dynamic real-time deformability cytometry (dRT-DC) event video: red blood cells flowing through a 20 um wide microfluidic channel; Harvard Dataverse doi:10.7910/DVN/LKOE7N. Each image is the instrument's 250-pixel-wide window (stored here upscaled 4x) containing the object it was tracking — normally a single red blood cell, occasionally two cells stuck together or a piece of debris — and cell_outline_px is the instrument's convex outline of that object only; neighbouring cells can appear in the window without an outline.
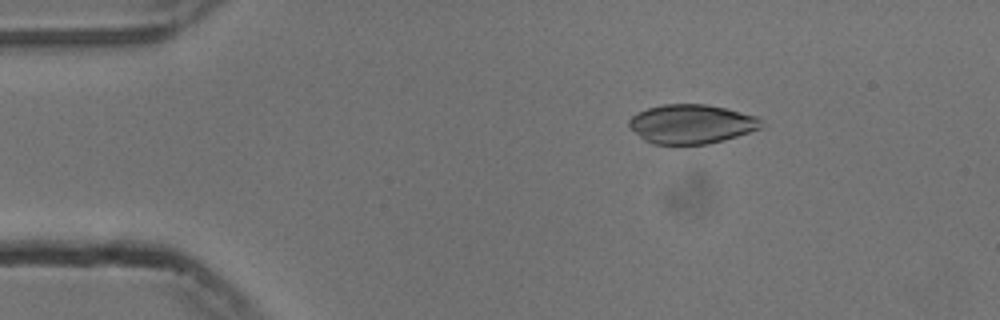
{"species": "common noctule bat (a hibernating species)", "species_latin": "Nyctalus noctula", "temperature_condition": "cold", "stored_images_in_passage": 24, "camera_frame_rate_fps": 3000, "um_per_image_px": 0.085, "animal": {"sex": "male", "body_mass_g": 13.3}, "frame": {"image": 1, "passage_image": 9, "time_ms": 2.667, "image_size_px": [1000, 320], "cell_outline_px": [[764, 120], [760, 128], [724, 140], [708, 144], [652, 144], [644, 140], [628, 128], [628, 120], [636, 112], [648, 108], [664, 104], [708, 104], [756, 116]], "centroid_in_image_um": [58.72, 10.54], "position_along_channel_um": 26.3, "area_um2": 30.29}}
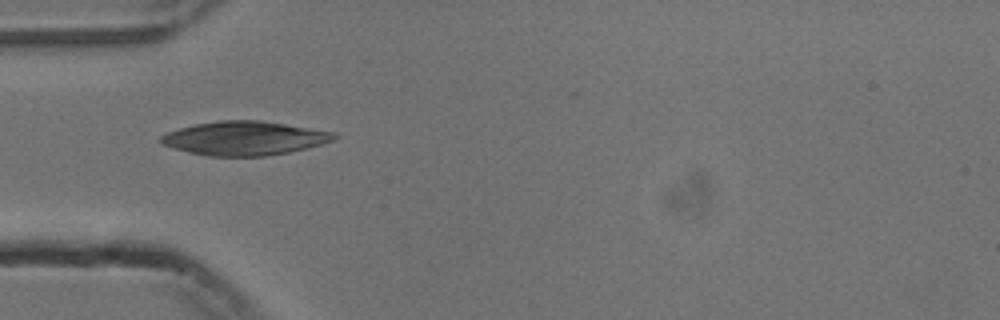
{"frame": {"image": 2, "passage_image": 17, "time_ms": 5.333, "image_size_px": [1000, 320], "cell_outline_px": [[340, 136], [332, 140], [320, 144], [288, 152], [264, 156], [208, 156], [188, 152], [164, 144], [156, 140], [160, 136], [168, 132], [180, 128], [196, 124], [220, 120], [260, 120], [336, 132]], "centroid_in_image_um": [20.77, 11.74], "position_along_channel_um": 64.2, "area_um2": 33.99}}
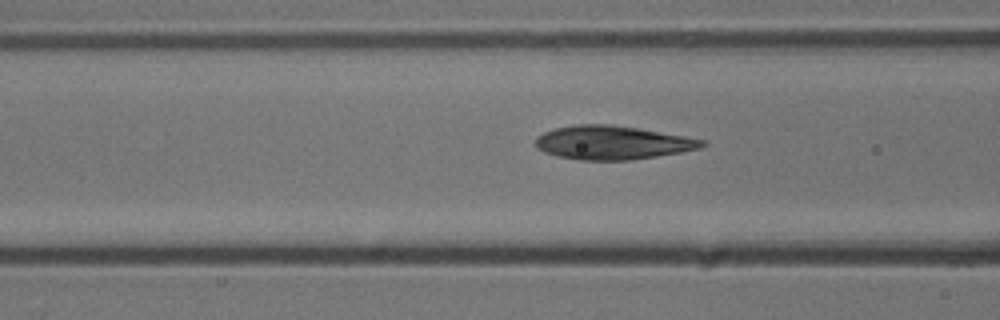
{"frame": {"image": 3, "passage_image": 21, "time_ms": 6.667, "image_size_px": [1000, 320], "cell_outline_px": [[708, 144], [700, 148], [680, 152], [656, 156], [628, 160], [580, 160], [556, 156], [544, 152], [536, 148], [536, 136], [552, 128], [572, 124], [612, 124], [708, 140]], "centroid_in_image_um": [52.02, 12.11], "position_along_channel_um": 114.6, "area_um2": 32.83}}